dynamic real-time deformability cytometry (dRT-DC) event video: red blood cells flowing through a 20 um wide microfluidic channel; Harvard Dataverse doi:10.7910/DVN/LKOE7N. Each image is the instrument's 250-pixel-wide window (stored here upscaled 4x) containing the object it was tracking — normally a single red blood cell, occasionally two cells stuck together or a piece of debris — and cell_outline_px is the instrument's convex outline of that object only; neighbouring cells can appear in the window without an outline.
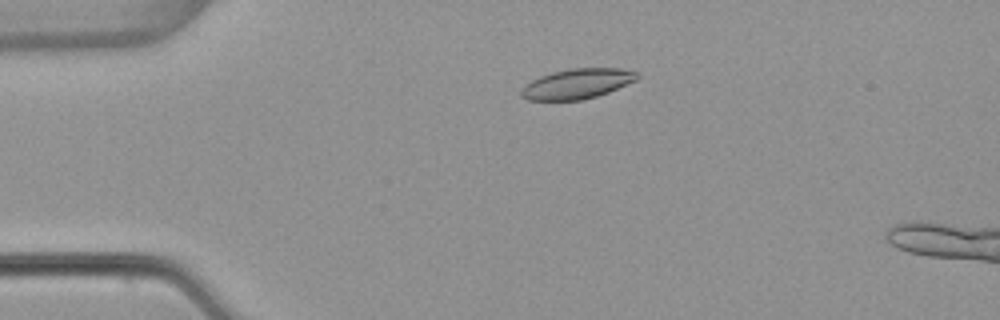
{"species": "common noctule bat (a hibernating species)", "species_latin": "Nyctalus noctula", "temperature_condition": "warm", "stored_images_in_passage": 53, "camera_frame_rate_fps": 3000, "um_per_image_px": 0.085, "animal": {"sex": "female", "body_mass_g": 22.7, "forearm_length_mm": 54.2}, "frame": {"image": 1, "passage_image": 12, "time_ms": 3.667, "image_size_px": [1000, 320], "cell_outline_px": [[640, 76], [636, 80], [608, 92], [596, 96], [580, 100], [528, 100], [520, 96], [520, 88], [524, 84], [540, 76], [552, 72], [568, 68], [620, 68], [640, 72]], "centroid_in_image_um": [49.04, 7.11], "position_along_channel_um": 36.0, "area_um2": 20.46}}
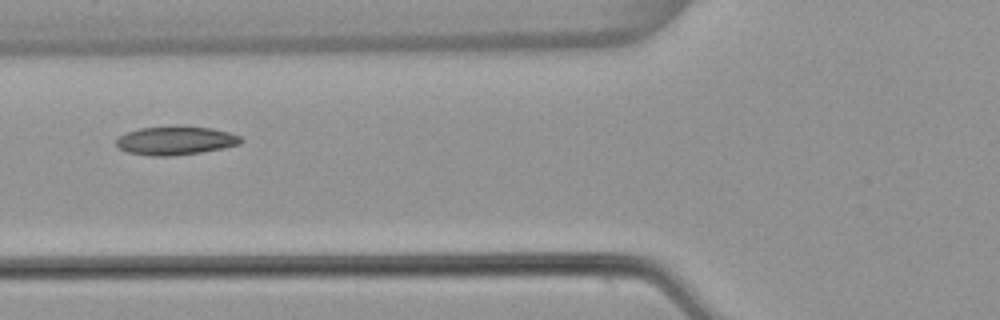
{"frame": {"image": 2, "passage_image": 21, "time_ms": 6.667, "image_size_px": [1000, 320], "cell_outline_px": [[244, 140], [240, 144], [224, 148], [176, 156], [152, 156], [128, 152], [120, 148], [116, 144], [116, 140], [120, 136], [128, 132], [140, 128], [212, 128], [228, 132], [240, 136]], "centroid_in_image_um": [14.95, 11.99], "position_along_channel_um": 110.8, "area_um2": 20.11}}
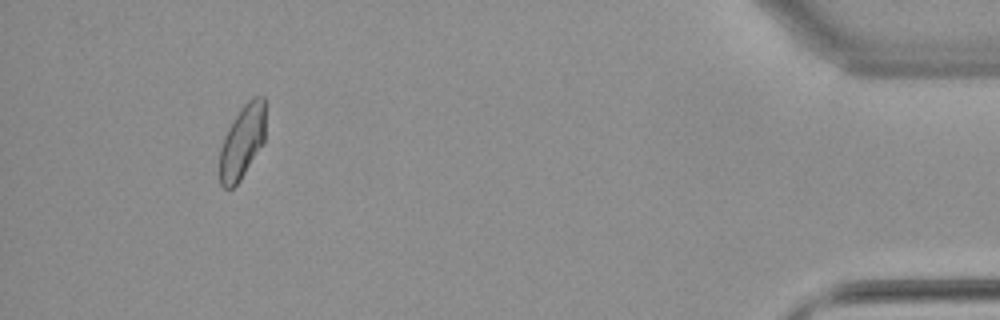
{"frame": {"image": 3, "passage_image": 50, "time_ms": 16.333, "image_size_px": [1000, 320], "cell_outline_px": [[264, 140], [240, 180], [232, 188], [224, 188], [220, 184], [220, 148], [224, 136], [228, 128], [240, 108], [252, 96], [264, 96]], "centroid_in_image_um": [20.57, 12.03], "position_along_channel_um": 414.6, "area_um2": 19.31}, "authors_computed_cell_mechanics": {"area_um2": 20.2878, "velocity_mm_per_s": 3.824, "shape_relaxation_time_tau1_ms": 6.0833, "shape_relaxation_time_tau2_ms": 4.0625, "deformation_change_tau1": 0.1355, "deformation_change_tau2": 0.0735}}